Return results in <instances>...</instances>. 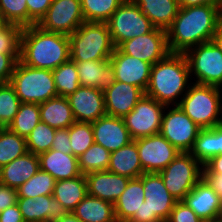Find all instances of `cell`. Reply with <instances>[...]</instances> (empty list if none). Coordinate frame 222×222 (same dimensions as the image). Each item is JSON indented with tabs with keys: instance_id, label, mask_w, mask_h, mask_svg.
<instances>
[{
	"instance_id": "50",
	"label": "cell",
	"mask_w": 222,
	"mask_h": 222,
	"mask_svg": "<svg viewBox=\"0 0 222 222\" xmlns=\"http://www.w3.org/2000/svg\"><path fill=\"white\" fill-rule=\"evenodd\" d=\"M202 179L216 192L222 202V173H202Z\"/></svg>"
},
{
	"instance_id": "28",
	"label": "cell",
	"mask_w": 222,
	"mask_h": 222,
	"mask_svg": "<svg viewBox=\"0 0 222 222\" xmlns=\"http://www.w3.org/2000/svg\"><path fill=\"white\" fill-rule=\"evenodd\" d=\"M87 194V180L85 175L81 174L72 179L55 181L52 196L65 207L68 213H72Z\"/></svg>"
},
{
	"instance_id": "33",
	"label": "cell",
	"mask_w": 222,
	"mask_h": 222,
	"mask_svg": "<svg viewBox=\"0 0 222 222\" xmlns=\"http://www.w3.org/2000/svg\"><path fill=\"white\" fill-rule=\"evenodd\" d=\"M39 122H41L39 104L21 103L8 128L19 136L27 138Z\"/></svg>"
},
{
	"instance_id": "18",
	"label": "cell",
	"mask_w": 222,
	"mask_h": 222,
	"mask_svg": "<svg viewBox=\"0 0 222 222\" xmlns=\"http://www.w3.org/2000/svg\"><path fill=\"white\" fill-rule=\"evenodd\" d=\"M91 125L94 143L101 145L110 153L133 141L121 117L104 115L91 122Z\"/></svg>"
},
{
	"instance_id": "53",
	"label": "cell",
	"mask_w": 222,
	"mask_h": 222,
	"mask_svg": "<svg viewBox=\"0 0 222 222\" xmlns=\"http://www.w3.org/2000/svg\"><path fill=\"white\" fill-rule=\"evenodd\" d=\"M179 8H187L199 5L217 6L222 11V0H177Z\"/></svg>"
},
{
	"instance_id": "24",
	"label": "cell",
	"mask_w": 222,
	"mask_h": 222,
	"mask_svg": "<svg viewBox=\"0 0 222 222\" xmlns=\"http://www.w3.org/2000/svg\"><path fill=\"white\" fill-rule=\"evenodd\" d=\"M40 169L39 157L27 152L0 168V184L17 189Z\"/></svg>"
},
{
	"instance_id": "38",
	"label": "cell",
	"mask_w": 222,
	"mask_h": 222,
	"mask_svg": "<svg viewBox=\"0 0 222 222\" xmlns=\"http://www.w3.org/2000/svg\"><path fill=\"white\" fill-rule=\"evenodd\" d=\"M21 101L13 86L9 83H0V128L8 127L19 110Z\"/></svg>"
},
{
	"instance_id": "46",
	"label": "cell",
	"mask_w": 222,
	"mask_h": 222,
	"mask_svg": "<svg viewBox=\"0 0 222 222\" xmlns=\"http://www.w3.org/2000/svg\"><path fill=\"white\" fill-rule=\"evenodd\" d=\"M20 59V54L0 53V83L10 81L15 65Z\"/></svg>"
},
{
	"instance_id": "40",
	"label": "cell",
	"mask_w": 222,
	"mask_h": 222,
	"mask_svg": "<svg viewBox=\"0 0 222 222\" xmlns=\"http://www.w3.org/2000/svg\"><path fill=\"white\" fill-rule=\"evenodd\" d=\"M56 129L39 122L26 138L28 152L39 155L51 149Z\"/></svg>"
},
{
	"instance_id": "47",
	"label": "cell",
	"mask_w": 222,
	"mask_h": 222,
	"mask_svg": "<svg viewBox=\"0 0 222 222\" xmlns=\"http://www.w3.org/2000/svg\"><path fill=\"white\" fill-rule=\"evenodd\" d=\"M17 204L22 213L24 222H37V208L35 199L18 197Z\"/></svg>"
},
{
	"instance_id": "51",
	"label": "cell",
	"mask_w": 222,
	"mask_h": 222,
	"mask_svg": "<svg viewBox=\"0 0 222 222\" xmlns=\"http://www.w3.org/2000/svg\"><path fill=\"white\" fill-rule=\"evenodd\" d=\"M0 222H24L17 203L0 212Z\"/></svg>"
},
{
	"instance_id": "7",
	"label": "cell",
	"mask_w": 222,
	"mask_h": 222,
	"mask_svg": "<svg viewBox=\"0 0 222 222\" xmlns=\"http://www.w3.org/2000/svg\"><path fill=\"white\" fill-rule=\"evenodd\" d=\"M202 170L203 165L189 152H181L159 174L168 192L182 201L202 179Z\"/></svg>"
},
{
	"instance_id": "5",
	"label": "cell",
	"mask_w": 222,
	"mask_h": 222,
	"mask_svg": "<svg viewBox=\"0 0 222 222\" xmlns=\"http://www.w3.org/2000/svg\"><path fill=\"white\" fill-rule=\"evenodd\" d=\"M69 39L74 62L109 60L115 49L107 23L83 22Z\"/></svg>"
},
{
	"instance_id": "58",
	"label": "cell",
	"mask_w": 222,
	"mask_h": 222,
	"mask_svg": "<svg viewBox=\"0 0 222 222\" xmlns=\"http://www.w3.org/2000/svg\"><path fill=\"white\" fill-rule=\"evenodd\" d=\"M207 222H222V218H221V217H218V218H215V219L212 220V221H207Z\"/></svg>"
},
{
	"instance_id": "9",
	"label": "cell",
	"mask_w": 222,
	"mask_h": 222,
	"mask_svg": "<svg viewBox=\"0 0 222 222\" xmlns=\"http://www.w3.org/2000/svg\"><path fill=\"white\" fill-rule=\"evenodd\" d=\"M184 54L190 76L196 77L195 83L222 88V52L212 41L194 46Z\"/></svg>"
},
{
	"instance_id": "48",
	"label": "cell",
	"mask_w": 222,
	"mask_h": 222,
	"mask_svg": "<svg viewBox=\"0 0 222 222\" xmlns=\"http://www.w3.org/2000/svg\"><path fill=\"white\" fill-rule=\"evenodd\" d=\"M51 149L72 155L68 128L56 130Z\"/></svg>"
},
{
	"instance_id": "52",
	"label": "cell",
	"mask_w": 222,
	"mask_h": 222,
	"mask_svg": "<svg viewBox=\"0 0 222 222\" xmlns=\"http://www.w3.org/2000/svg\"><path fill=\"white\" fill-rule=\"evenodd\" d=\"M128 222H162L158 217H149V208L144 201L141 204L139 210H137L134 216Z\"/></svg>"
},
{
	"instance_id": "3",
	"label": "cell",
	"mask_w": 222,
	"mask_h": 222,
	"mask_svg": "<svg viewBox=\"0 0 222 222\" xmlns=\"http://www.w3.org/2000/svg\"><path fill=\"white\" fill-rule=\"evenodd\" d=\"M189 79L192 77L185 54L169 53L152 65L145 95L166 106L178 105L179 96L183 97L191 85Z\"/></svg>"
},
{
	"instance_id": "55",
	"label": "cell",
	"mask_w": 222,
	"mask_h": 222,
	"mask_svg": "<svg viewBox=\"0 0 222 222\" xmlns=\"http://www.w3.org/2000/svg\"><path fill=\"white\" fill-rule=\"evenodd\" d=\"M211 41L222 52V21L218 24Z\"/></svg>"
},
{
	"instance_id": "42",
	"label": "cell",
	"mask_w": 222,
	"mask_h": 222,
	"mask_svg": "<svg viewBox=\"0 0 222 222\" xmlns=\"http://www.w3.org/2000/svg\"><path fill=\"white\" fill-rule=\"evenodd\" d=\"M0 13L6 23L28 27L26 0H0Z\"/></svg>"
},
{
	"instance_id": "12",
	"label": "cell",
	"mask_w": 222,
	"mask_h": 222,
	"mask_svg": "<svg viewBox=\"0 0 222 222\" xmlns=\"http://www.w3.org/2000/svg\"><path fill=\"white\" fill-rule=\"evenodd\" d=\"M85 22L80 0H53L37 24L42 29L70 35Z\"/></svg>"
},
{
	"instance_id": "22",
	"label": "cell",
	"mask_w": 222,
	"mask_h": 222,
	"mask_svg": "<svg viewBox=\"0 0 222 222\" xmlns=\"http://www.w3.org/2000/svg\"><path fill=\"white\" fill-rule=\"evenodd\" d=\"M80 86L97 88L105 92L115 81L114 68L109 60L75 62Z\"/></svg>"
},
{
	"instance_id": "11",
	"label": "cell",
	"mask_w": 222,
	"mask_h": 222,
	"mask_svg": "<svg viewBox=\"0 0 222 222\" xmlns=\"http://www.w3.org/2000/svg\"><path fill=\"white\" fill-rule=\"evenodd\" d=\"M168 112L164 110L160 134L180 153L190 152L200 130L196 123L186 115L178 105L172 108L168 106Z\"/></svg>"
},
{
	"instance_id": "36",
	"label": "cell",
	"mask_w": 222,
	"mask_h": 222,
	"mask_svg": "<svg viewBox=\"0 0 222 222\" xmlns=\"http://www.w3.org/2000/svg\"><path fill=\"white\" fill-rule=\"evenodd\" d=\"M55 179L47 172L38 170L27 182L17 188L18 197L37 198L53 195Z\"/></svg>"
},
{
	"instance_id": "17",
	"label": "cell",
	"mask_w": 222,
	"mask_h": 222,
	"mask_svg": "<svg viewBox=\"0 0 222 222\" xmlns=\"http://www.w3.org/2000/svg\"><path fill=\"white\" fill-rule=\"evenodd\" d=\"M67 99L77 122H94L106 115L104 92L97 88L80 86Z\"/></svg>"
},
{
	"instance_id": "29",
	"label": "cell",
	"mask_w": 222,
	"mask_h": 222,
	"mask_svg": "<svg viewBox=\"0 0 222 222\" xmlns=\"http://www.w3.org/2000/svg\"><path fill=\"white\" fill-rule=\"evenodd\" d=\"M143 182L140 178H133L125 191L114 203L115 217L118 222H128L144 202Z\"/></svg>"
},
{
	"instance_id": "34",
	"label": "cell",
	"mask_w": 222,
	"mask_h": 222,
	"mask_svg": "<svg viewBox=\"0 0 222 222\" xmlns=\"http://www.w3.org/2000/svg\"><path fill=\"white\" fill-rule=\"evenodd\" d=\"M52 72L58 96L67 97L80 87L76 63L71 59Z\"/></svg>"
},
{
	"instance_id": "2",
	"label": "cell",
	"mask_w": 222,
	"mask_h": 222,
	"mask_svg": "<svg viewBox=\"0 0 222 222\" xmlns=\"http://www.w3.org/2000/svg\"><path fill=\"white\" fill-rule=\"evenodd\" d=\"M69 60L68 35L46 31L37 24L22 29L20 62L33 68L54 70Z\"/></svg>"
},
{
	"instance_id": "30",
	"label": "cell",
	"mask_w": 222,
	"mask_h": 222,
	"mask_svg": "<svg viewBox=\"0 0 222 222\" xmlns=\"http://www.w3.org/2000/svg\"><path fill=\"white\" fill-rule=\"evenodd\" d=\"M72 213L81 222H117L114 204L88 194Z\"/></svg>"
},
{
	"instance_id": "35",
	"label": "cell",
	"mask_w": 222,
	"mask_h": 222,
	"mask_svg": "<svg viewBox=\"0 0 222 222\" xmlns=\"http://www.w3.org/2000/svg\"><path fill=\"white\" fill-rule=\"evenodd\" d=\"M85 22L106 23L124 0H80Z\"/></svg>"
},
{
	"instance_id": "6",
	"label": "cell",
	"mask_w": 222,
	"mask_h": 222,
	"mask_svg": "<svg viewBox=\"0 0 222 222\" xmlns=\"http://www.w3.org/2000/svg\"><path fill=\"white\" fill-rule=\"evenodd\" d=\"M9 83L21 103H43L58 96L53 72L17 61Z\"/></svg>"
},
{
	"instance_id": "23",
	"label": "cell",
	"mask_w": 222,
	"mask_h": 222,
	"mask_svg": "<svg viewBox=\"0 0 222 222\" xmlns=\"http://www.w3.org/2000/svg\"><path fill=\"white\" fill-rule=\"evenodd\" d=\"M40 170L49 173L55 181L80 176L78 157L50 149L38 155Z\"/></svg>"
},
{
	"instance_id": "32",
	"label": "cell",
	"mask_w": 222,
	"mask_h": 222,
	"mask_svg": "<svg viewBox=\"0 0 222 222\" xmlns=\"http://www.w3.org/2000/svg\"><path fill=\"white\" fill-rule=\"evenodd\" d=\"M28 152L26 138L0 128V168Z\"/></svg>"
},
{
	"instance_id": "16",
	"label": "cell",
	"mask_w": 222,
	"mask_h": 222,
	"mask_svg": "<svg viewBox=\"0 0 222 222\" xmlns=\"http://www.w3.org/2000/svg\"><path fill=\"white\" fill-rule=\"evenodd\" d=\"M109 61L114 68L116 81L135 85L145 93L152 64L127 55L118 47L114 49Z\"/></svg>"
},
{
	"instance_id": "13",
	"label": "cell",
	"mask_w": 222,
	"mask_h": 222,
	"mask_svg": "<svg viewBox=\"0 0 222 222\" xmlns=\"http://www.w3.org/2000/svg\"><path fill=\"white\" fill-rule=\"evenodd\" d=\"M134 141L144 173H159L180 154L160 133Z\"/></svg>"
},
{
	"instance_id": "43",
	"label": "cell",
	"mask_w": 222,
	"mask_h": 222,
	"mask_svg": "<svg viewBox=\"0 0 222 222\" xmlns=\"http://www.w3.org/2000/svg\"><path fill=\"white\" fill-rule=\"evenodd\" d=\"M22 27L6 24L0 29V53L20 54V39Z\"/></svg>"
},
{
	"instance_id": "31",
	"label": "cell",
	"mask_w": 222,
	"mask_h": 222,
	"mask_svg": "<svg viewBox=\"0 0 222 222\" xmlns=\"http://www.w3.org/2000/svg\"><path fill=\"white\" fill-rule=\"evenodd\" d=\"M189 153L202 165L222 154V125L201 129Z\"/></svg>"
},
{
	"instance_id": "44",
	"label": "cell",
	"mask_w": 222,
	"mask_h": 222,
	"mask_svg": "<svg viewBox=\"0 0 222 222\" xmlns=\"http://www.w3.org/2000/svg\"><path fill=\"white\" fill-rule=\"evenodd\" d=\"M166 222H204L183 201H177Z\"/></svg>"
},
{
	"instance_id": "25",
	"label": "cell",
	"mask_w": 222,
	"mask_h": 222,
	"mask_svg": "<svg viewBox=\"0 0 222 222\" xmlns=\"http://www.w3.org/2000/svg\"><path fill=\"white\" fill-rule=\"evenodd\" d=\"M107 170L130 179L139 178L144 173L134 140L110 153V164Z\"/></svg>"
},
{
	"instance_id": "45",
	"label": "cell",
	"mask_w": 222,
	"mask_h": 222,
	"mask_svg": "<svg viewBox=\"0 0 222 222\" xmlns=\"http://www.w3.org/2000/svg\"><path fill=\"white\" fill-rule=\"evenodd\" d=\"M53 0H26L28 9V27L38 24L46 15Z\"/></svg>"
},
{
	"instance_id": "21",
	"label": "cell",
	"mask_w": 222,
	"mask_h": 222,
	"mask_svg": "<svg viewBox=\"0 0 222 222\" xmlns=\"http://www.w3.org/2000/svg\"><path fill=\"white\" fill-rule=\"evenodd\" d=\"M88 195L114 204L125 191L130 178L111 173L108 170L91 172L85 175Z\"/></svg>"
},
{
	"instance_id": "10",
	"label": "cell",
	"mask_w": 222,
	"mask_h": 222,
	"mask_svg": "<svg viewBox=\"0 0 222 222\" xmlns=\"http://www.w3.org/2000/svg\"><path fill=\"white\" fill-rule=\"evenodd\" d=\"M166 109L168 106L144 94L133 110L123 117L131 138L135 140L159 134Z\"/></svg>"
},
{
	"instance_id": "4",
	"label": "cell",
	"mask_w": 222,
	"mask_h": 222,
	"mask_svg": "<svg viewBox=\"0 0 222 222\" xmlns=\"http://www.w3.org/2000/svg\"><path fill=\"white\" fill-rule=\"evenodd\" d=\"M222 88L194 83L178 106L200 128L222 125Z\"/></svg>"
},
{
	"instance_id": "26",
	"label": "cell",
	"mask_w": 222,
	"mask_h": 222,
	"mask_svg": "<svg viewBox=\"0 0 222 222\" xmlns=\"http://www.w3.org/2000/svg\"><path fill=\"white\" fill-rule=\"evenodd\" d=\"M155 28L167 30L177 16V0H132Z\"/></svg>"
},
{
	"instance_id": "15",
	"label": "cell",
	"mask_w": 222,
	"mask_h": 222,
	"mask_svg": "<svg viewBox=\"0 0 222 222\" xmlns=\"http://www.w3.org/2000/svg\"><path fill=\"white\" fill-rule=\"evenodd\" d=\"M139 178L143 182L149 217L166 222L177 200L168 192L159 173H143Z\"/></svg>"
},
{
	"instance_id": "27",
	"label": "cell",
	"mask_w": 222,
	"mask_h": 222,
	"mask_svg": "<svg viewBox=\"0 0 222 222\" xmlns=\"http://www.w3.org/2000/svg\"><path fill=\"white\" fill-rule=\"evenodd\" d=\"M40 120L58 130L69 128L75 118L67 97L57 96L40 103Z\"/></svg>"
},
{
	"instance_id": "19",
	"label": "cell",
	"mask_w": 222,
	"mask_h": 222,
	"mask_svg": "<svg viewBox=\"0 0 222 222\" xmlns=\"http://www.w3.org/2000/svg\"><path fill=\"white\" fill-rule=\"evenodd\" d=\"M145 93L137 86L120 81L104 92L106 115L121 117L129 114Z\"/></svg>"
},
{
	"instance_id": "14",
	"label": "cell",
	"mask_w": 222,
	"mask_h": 222,
	"mask_svg": "<svg viewBox=\"0 0 222 222\" xmlns=\"http://www.w3.org/2000/svg\"><path fill=\"white\" fill-rule=\"evenodd\" d=\"M118 48L125 54L154 65L169 53L167 32L154 28L150 33L122 42Z\"/></svg>"
},
{
	"instance_id": "54",
	"label": "cell",
	"mask_w": 222,
	"mask_h": 222,
	"mask_svg": "<svg viewBox=\"0 0 222 222\" xmlns=\"http://www.w3.org/2000/svg\"><path fill=\"white\" fill-rule=\"evenodd\" d=\"M202 173H222V154L212 157L203 165Z\"/></svg>"
},
{
	"instance_id": "56",
	"label": "cell",
	"mask_w": 222,
	"mask_h": 222,
	"mask_svg": "<svg viewBox=\"0 0 222 222\" xmlns=\"http://www.w3.org/2000/svg\"><path fill=\"white\" fill-rule=\"evenodd\" d=\"M55 222H81L73 213H68L63 216L60 220Z\"/></svg>"
},
{
	"instance_id": "20",
	"label": "cell",
	"mask_w": 222,
	"mask_h": 222,
	"mask_svg": "<svg viewBox=\"0 0 222 222\" xmlns=\"http://www.w3.org/2000/svg\"><path fill=\"white\" fill-rule=\"evenodd\" d=\"M204 222L221 216L222 202L216 192L201 179L182 200Z\"/></svg>"
},
{
	"instance_id": "39",
	"label": "cell",
	"mask_w": 222,
	"mask_h": 222,
	"mask_svg": "<svg viewBox=\"0 0 222 222\" xmlns=\"http://www.w3.org/2000/svg\"><path fill=\"white\" fill-rule=\"evenodd\" d=\"M72 155L80 157L94 143L91 122L75 121L69 128Z\"/></svg>"
},
{
	"instance_id": "41",
	"label": "cell",
	"mask_w": 222,
	"mask_h": 222,
	"mask_svg": "<svg viewBox=\"0 0 222 222\" xmlns=\"http://www.w3.org/2000/svg\"><path fill=\"white\" fill-rule=\"evenodd\" d=\"M36 200L37 222H55L68 212L52 195H41Z\"/></svg>"
},
{
	"instance_id": "49",
	"label": "cell",
	"mask_w": 222,
	"mask_h": 222,
	"mask_svg": "<svg viewBox=\"0 0 222 222\" xmlns=\"http://www.w3.org/2000/svg\"><path fill=\"white\" fill-rule=\"evenodd\" d=\"M17 189L0 184V212L17 203Z\"/></svg>"
},
{
	"instance_id": "37",
	"label": "cell",
	"mask_w": 222,
	"mask_h": 222,
	"mask_svg": "<svg viewBox=\"0 0 222 222\" xmlns=\"http://www.w3.org/2000/svg\"><path fill=\"white\" fill-rule=\"evenodd\" d=\"M79 170L83 175L91 172L107 170L110 164V152L97 143H93L89 149L79 158Z\"/></svg>"
},
{
	"instance_id": "57",
	"label": "cell",
	"mask_w": 222,
	"mask_h": 222,
	"mask_svg": "<svg viewBox=\"0 0 222 222\" xmlns=\"http://www.w3.org/2000/svg\"><path fill=\"white\" fill-rule=\"evenodd\" d=\"M7 23L5 22V20L3 19V16L2 14L0 13V29L2 27H4Z\"/></svg>"
},
{
	"instance_id": "8",
	"label": "cell",
	"mask_w": 222,
	"mask_h": 222,
	"mask_svg": "<svg viewBox=\"0 0 222 222\" xmlns=\"http://www.w3.org/2000/svg\"><path fill=\"white\" fill-rule=\"evenodd\" d=\"M113 45L150 33L155 27L132 0H124L106 22Z\"/></svg>"
},
{
	"instance_id": "1",
	"label": "cell",
	"mask_w": 222,
	"mask_h": 222,
	"mask_svg": "<svg viewBox=\"0 0 222 222\" xmlns=\"http://www.w3.org/2000/svg\"><path fill=\"white\" fill-rule=\"evenodd\" d=\"M221 21L222 11L217 6L179 8L166 30L170 53H185L194 46L211 41Z\"/></svg>"
}]
</instances>
